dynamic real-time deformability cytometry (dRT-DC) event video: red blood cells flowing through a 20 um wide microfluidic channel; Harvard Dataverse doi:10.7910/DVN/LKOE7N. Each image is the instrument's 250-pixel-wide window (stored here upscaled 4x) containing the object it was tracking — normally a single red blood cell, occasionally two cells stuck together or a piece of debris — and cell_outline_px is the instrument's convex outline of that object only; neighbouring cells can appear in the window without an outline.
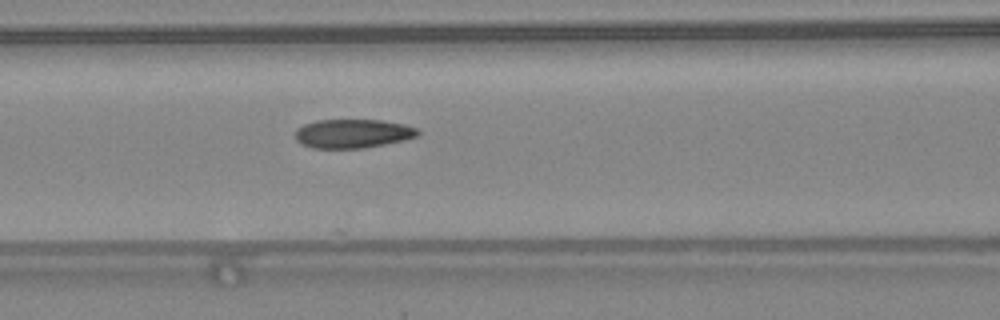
{"species": "common noctule bat (a hibernating species)", "species_latin": "Nyctalus noctula", "temperature_condition": "warm", "stored_images_in_passage": 48, "camera_frame_rate_fps": 3000, "um_per_image_px": 0.085, "animal": {"sex": "female", "body_mass_g": 24.6, "forearm_length_mm": 56.2}, "frame": {"image": 1, "passage_image": 21, "time_ms": 6.667, "image_size_px": [1000, 320], "cell_outline_px": [[420, 132], [416, 136], [404, 140], [364, 148], [312, 148], [300, 144], [296, 140], [296, 128], [304, 124], [316, 120], [380, 120], [404, 124], [416, 128]], "centroid_in_image_um": [29.95, 11.35], "position_along_channel_um": 136.7, "area_um2": 20.63}}
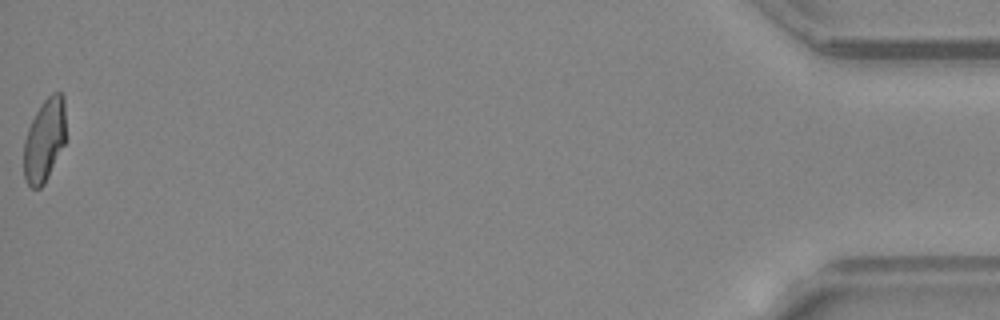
{"frame": {"image": 2, "passage_image": 48, "time_ms": 15.667, "image_size_px": [1000, 320], "cell_outline_px": [[64, 144], [44, 184], [40, 188], [32, 188], [28, 184], [24, 176], [24, 140], [28, 128], [36, 112], [44, 100], [52, 92], [60, 92], [64, 96]], "centroid_in_image_um": [3.76, 11.91], "position_along_channel_um": 431.4, "area_um2": 20.0}, "authors_computed_cell_mechanics": {"area_um2": 21.097, "velocity_mm_per_s": 4.3879, "shape_relaxation_time_tau1_ms": 6.8753, "shape_relaxation_time_tau2_ms": 1.5177, "deformation_change_tau1": 0.2065, "deformation_change_tau2": 0.0716}}